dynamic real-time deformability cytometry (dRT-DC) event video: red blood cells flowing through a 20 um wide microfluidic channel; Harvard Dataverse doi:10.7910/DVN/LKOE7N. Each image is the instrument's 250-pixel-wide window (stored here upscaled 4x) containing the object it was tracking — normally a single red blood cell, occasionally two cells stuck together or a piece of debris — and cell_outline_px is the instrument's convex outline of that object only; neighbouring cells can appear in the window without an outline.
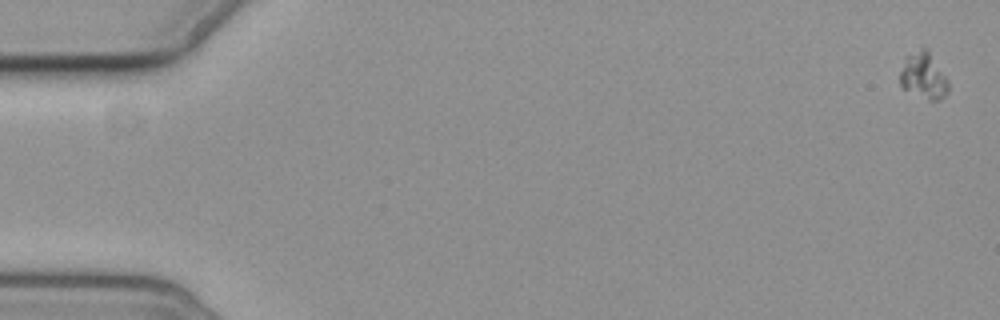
{"species": "common noctule bat (a hibernating species)", "species_latin": "Nyctalus noctula", "temperature_condition": "cold", "stored_images_in_passage": 5, "camera_frame_rate_fps": 3000, "um_per_image_px": 0.085, "animal": {"sex": "female", "body_mass_g": 19.3, "forearm_length_mm": 54.1}, "frame": {"image": 1, "passage_image": 1, "time_ms": 0.0, "image_size_px": [1000, 320], "cell_outline_px": [[948, 92], [940, 100], [928, 100], [904, 88], [900, 84], [900, 72], [904, 56], [920, 48], [928, 48], [948, 80]], "centroid_in_image_um": [78.5, 6.41], "position_along_channel_um": 6.5, "area_um2": 13.12}}
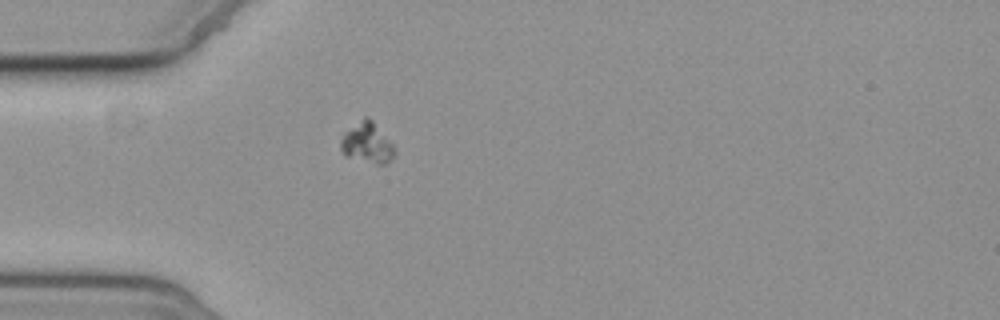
{"frame": {"image": 2, "passage_image": 5, "time_ms": 5.667, "image_size_px": [1000, 320], "cell_outline_px": [[396, 152], [384, 164], [376, 164], [344, 156], [340, 148], [340, 140], [344, 132], [364, 116], [368, 116], [372, 120], [392, 144]], "centroid_in_image_um": [31.16, 12.14], "position_along_channel_um": 53.8, "area_um2": 12.6}}